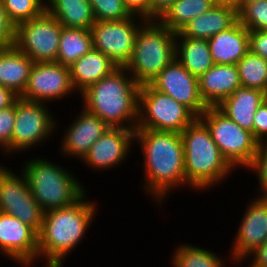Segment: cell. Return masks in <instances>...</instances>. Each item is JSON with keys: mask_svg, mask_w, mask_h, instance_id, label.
I'll list each match as a JSON object with an SVG mask.
<instances>
[{"mask_svg": "<svg viewBox=\"0 0 267 267\" xmlns=\"http://www.w3.org/2000/svg\"><path fill=\"white\" fill-rule=\"evenodd\" d=\"M238 20L236 8L215 4L209 11L189 21L176 32V36L210 39L213 35L228 29Z\"/></svg>", "mask_w": 267, "mask_h": 267, "instance_id": "44dd1931", "label": "cell"}, {"mask_svg": "<svg viewBox=\"0 0 267 267\" xmlns=\"http://www.w3.org/2000/svg\"><path fill=\"white\" fill-rule=\"evenodd\" d=\"M176 249V250H175ZM173 251L170 265L172 267H225V260L213 250L201 248L185 242Z\"/></svg>", "mask_w": 267, "mask_h": 267, "instance_id": "f1b7e54d", "label": "cell"}, {"mask_svg": "<svg viewBox=\"0 0 267 267\" xmlns=\"http://www.w3.org/2000/svg\"><path fill=\"white\" fill-rule=\"evenodd\" d=\"M245 206L229 250V261L238 267L244 265L242 261L248 254L267 240V198L255 196Z\"/></svg>", "mask_w": 267, "mask_h": 267, "instance_id": "5bb4252c", "label": "cell"}, {"mask_svg": "<svg viewBox=\"0 0 267 267\" xmlns=\"http://www.w3.org/2000/svg\"><path fill=\"white\" fill-rule=\"evenodd\" d=\"M77 113L72 123L66 126L62 136L60 151L62 155L82 160L89 148L109 129L105 121L87 112L84 108Z\"/></svg>", "mask_w": 267, "mask_h": 267, "instance_id": "ac0fdd59", "label": "cell"}, {"mask_svg": "<svg viewBox=\"0 0 267 267\" xmlns=\"http://www.w3.org/2000/svg\"><path fill=\"white\" fill-rule=\"evenodd\" d=\"M253 135L260 144L267 142V98L262 102L254 115Z\"/></svg>", "mask_w": 267, "mask_h": 267, "instance_id": "8d00e7d4", "label": "cell"}, {"mask_svg": "<svg viewBox=\"0 0 267 267\" xmlns=\"http://www.w3.org/2000/svg\"><path fill=\"white\" fill-rule=\"evenodd\" d=\"M34 61L14 45L0 49V85L19 97L27 87Z\"/></svg>", "mask_w": 267, "mask_h": 267, "instance_id": "cb8c5ba5", "label": "cell"}, {"mask_svg": "<svg viewBox=\"0 0 267 267\" xmlns=\"http://www.w3.org/2000/svg\"><path fill=\"white\" fill-rule=\"evenodd\" d=\"M15 108L11 145L4 151L3 156L24 151L27 153L32 148L34 150L35 146H42L47 139L49 142L50 137L58 133V118L56 119L49 109V104L47 106L46 103L27 101L19 97L15 101Z\"/></svg>", "mask_w": 267, "mask_h": 267, "instance_id": "ba28073f", "label": "cell"}, {"mask_svg": "<svg viewBox=\"0 0 267 267\" xmlns=\"http://www.w3.org/2000/svg\"><path fill=\"white\" fill-rule=\"evenodd\" d=\"M238 21L249 31H267V0H256L238 12Z\"/></svg>", "mask_w": 267, "mask_h": 267, "instance_id": "1f68e13d", "label": "cell"}, {"mask_svg": "<svg viewBox=\"0 0 267 267\" xmlns=\"http://www.w3.org/2000/svg\"><path fill=\"white\" fill-rule=\"evenodd\" d=\"M139 90L127 69L118 67L80 94L81 105L111 127L136 129Z\"/></svg>", "mask_w": 267, "mask_h": 267, "instance_id": "3957f363", "label": "cell"}, {"mask_svg": "<svg viewBox=\"0 0 267 267\" xmlns=\"http://www.w3.org/2000/svg\"><path fill=\"white\" fill-rule=\"evenodd\" d=\"M0 253L23 267L38 261V233L16 217L0 213Z\"/></svg>", "mask_w": 267, "mask_h": 267, "instance_id": "9a60e30c", "label": "cell"}, {"mask_svg": "<svg viewBox=\"0 0 267 267\" xmlns=\"http://www.w3.org/2000/svg\"><path fill=\"white\" fill-rule=\"evenodd\" d=\"M75 92L69 66L58 62H34L27 87L20 98L50 104Z\"/></svg>", "mask_w": 267, "mask_h": 267, "instance_id": "4fadbf2b", "label": "cell"}, {"mask_svg": "<svg viewBox=\"0 0 267 267\" xmlns=\"http://www.w3.org/2000/svg\"><path fill=\"white\" fill-rule=\"evenodd\" d=\"M146 21L138 15L118 21H95L90 28L93 48L124 67L132 56L137 32Z\"/></svg>", "mask_w": 267, "mask_h": 267, "instance_id": "7c38bea8", "label": "cell"}, {"mask_svg": "<svg viewBox=\"0 0 267 267\" xmlns=\"http://www.w3.org/2000/svg\"><path fill=\"white\" fill-rule=\"evenodd\" d=\"M267 94L258 89L239 87L217 108L241 128L253 133V118Z\"/></svg>", "mask_w": 267, "mask_h": 267, "instance_id": "7402d4cb", "label": "cell"}, {"mask_svg": "<svg viewBox=\"0 0 267 267\" xmlns=\"http://www.w3.org/2000/svg\"><path fill=\"white\" fill-rule=\"evenodd\" d=\"M133 15L150 20V0H122Z\"/></svg>", "mask_w": 267, "mask_h": 267, "instance_id": "ab89813d", "label": "cell"}, {"mask_svg": "<svg viewBox=\"0 0 267 267\" xmlns=\"http://www.w3.org/2000/svg\"><path fill=\"white\" fill-rule=\"evenodd\" d=\"M176 56V32L158 20H147L137 32L132 56L124 66L141 86L152 80Z\"/></svg>", "mask_w": 267, "mask_h": 267, "instance_id": "8992f818", "label": "cell"}, {"mask_svg": "<svg viewBox=\"0 0 267 267\" xmlns=\"http://www.w3.org/2000/svg\"><path fill=\"white\" fill-rule=\"evenodd\" d=\"M242 87L267 94V60L250 51L236 64Z\"/></svg>", "mask_w": 267, "mask_h": 267, "instance_id": "f546056e", "label": "cell"}, {"mask_svg": "<svg viewBox=\"0 0 267 267\" xmlns=\"http://www.w3.org/2000/svg\"><path fill=\"white\" fill-rule=\"evenodd\" d=\"M150 85L185 105L197 117L208 108L200 96L198 78L190 74L176 58L152 80Z\"/></svg>", "mask_w": 267, "mask_h": 267, "instance_id": "2e32d148", "label": "cell"}, {"mask_svg": "<svg viewBox=\"0 0 267 267\" xmlns=\"http://www.w3.org/2000/svg\"><path fill=\"white\" fill-rule=\"evenodd\" d=\"M87 197L85 193L71 206L44 212L38 232V262L65 263L64 259L82 243L98 213L97 201Z\"/></svg>", "mask_w": 267, "mask_h": 267, "instance_id": "7a4b0ae2", "label": "cell"}, {"mask_svg": "<svg viewBox=\"0 0 267 267\" xmlns=\"http://www.w3.org/2000/svg\"><path fill=\"white\" fill-rule=\"evenodd\" d=\"M11 171V168L0 164V212L16 217L40 231L44 211L34 199L29 189L25 174Z\"/></svg>", "mask_w": 267, "mask_h": 267, "instance_id": "8fae6325", "label": "cell"}, {"mask_svg": "<svg viewBox=\"0 0 267 267\" xmlns=\"http://www.w3.org/2000/svg\"><path fill=\"white\" fill-rule=\"evenodd\" d=\"M253 1H256V0H240V9H241L244 5H246V4L250 3V2H253Z\"/></svg>", "mask_w": 267, "mask_h": 267, "instance_id": "f6af8a7d", "label": "cell"}, {"mask_svg": "<svg viewBox=\"0 0 267 267\" xmlns=\"http://www.w3.org/2000/svg\"><path fill=\"white\" fill-rule=\"evenodd\" d=\"M15 25L8 19L0 0V49L8 48L14 45Z\"/></svg>", "mask_w": 267, "mask_h": 267, "instance_id": "d590c367", "label": "cell"}, {"mask_svg": "<svg viewBox=\"0 0 267 267\" xmlns=\"http://www.w3.org/2000/svg\"><path fill=\"white\" fill-rule=\"evenodd\" d=\"M45 11L66 28L90 29L95 23L89 0H46Z\"/></svg>", "mask_w": 267, "mask_h": 267, "instance_id": "d4e9b609", "label": "cell"}, {"mask_svg": "<svg viewBox=\"0 0 267 267\" xmlns=\"http://www.w3.org/2000/svg\"><path fill=\"white\" fill-rule=\"evenodd\" d=\"M15 116V103L0 110V149L2 153L11 145Z\"/></svg>", "mask_w": 267, "mask_h": 267, "instance_id": "e575fe53", "label": "cell"}, {"mask_svg": "<svg viewBox=\"0 0 267 267\" xmlns=\"http://www.w3.org/2000/svg\"><path fill=\"white\" fill-rule=\"evenodd\" d=\"M176 0H150V20H159Z\"/></svg>", "mask_w": 267, "mask_h": 267, "instance_id": "60d3db41", "label": "cell"}, {"mask_svg": "<svg viewBox=\"0 0 267 267\" xmlns=\"http://www.w3.org/2000/svg\"><path fill=\"white\" fill-rule=\"evenodd\" d=\"M256 174L259 193L256 197L267 198V142H263L258 147L256 157L251 165L246 169Z\"/></svg>", "mask_w": 267, "mask_h": 267, "instance_id": "836d02e7", "label": "cell"}, {"mask_svg": "<svg viewBox=\"0 0 267 267\" xmlns=\"http://www.w3.org/2000/svg\"><path fill=\"white\" fill-rule=\"evenodd\" d=\"M196 118L185 105L150 84L140 86L136 128L181 133Z\"/></svg>", "mask_w": 267, "mask_h": 267, "instance_id": "9c48e42d", "label": "cell"}, {"mask_svg": "<svg viewBox=\"0 0 267 267\" xmlns=\"http://www.w3.org/2000/svg\"><path fill=\"white\" fill-rule=\"evenodd\" d=\"M69 67L73 88L76 94L80 95L89 86L108 76L119 66L108 56L92 48Z\"/></svg>", "mask_w": 267, "mask_h": 267, "instance_id": "603a6c76", "label": "cell"}, {"mask_svg": "<svg viewBox=\"0 0 267 267\" xmlns=\"http://www.w3.org/2000/svg\"><path fill=\"white\" fill-rule=\"evenodd\" d=\"M199 118L210 131L221 154L236 170L247 169L256 157L260 143L252 132L241 128L217 107H208Z\"/></svg>", "mask_w": 267, "mask_h": 267, "instance_id": "52a82bcc", "label": "cell"}, {"mask_svg": "<svg viewBox=\"0 0 267 267\" xmlns=\"http://www.w3.org/2000/svg\"><path fill=\"white\" fill-rule=\"evenodd\" d=\"M18 98L12 90L0 85V110L13 105Z\"/></svg>", "mask_w": 267, "mask_h": 267, "instance_id": "b9f144b4", "label": "cell"}, {"mask_svg": "<svg viewBox=\"0 0 267 267\" xmlns=\"http://www.w3.org/2000/svg\"><path fill=\"white\" fill-rule=\"evenodd\" d=\"M62 25L46 11L15 26L14 46L34 62H56Z\"/></svg>", "mask_w": 267, "mask_h": 267, "instance_id": "30bf717a", "label": "cell"}, {"mask_svg": "<svg viewBox=\"0 0 267 267\" xmlns=\"http://www.w3.org/2000/svg\"><path fill=\"white\" fill-rule=\"evenodd\" d=\"M199 93L207 107H217L241 87L236 65L214 64L198 78Z\"/></svg>", "mask_w": 267, "mask_h": 267, "instance_id": "d6986e66", "label": "cell"}, {"mask_svg": "<svg viewBox=\"0 0 267 267\" xmlns=\"http://www.w3.org/2000/svg\"><path fill=\"white\" fill-rule=\"evenodd\" d=\"M8 19L17 24L40 16L45 11L44 0H2Z\"/></svg>", "mask_w": 267, "mask_h": 267, "instance_id": "4dcf8cb0", "label": "cell"}, {"mask_svg": "<svg viewBox=\"0 0 267 267\" xmlns=\"http://www.w3.org/2000/svg\"><path fill=\"white\" fill-rule=\"evenodd\" d=\"M214 64L236 65L249 52V30L238 20L208 39Z\"/></svg>", "mask_w": 267, "mask_h": 267, "instance_id": "ffe728a7", "label": "cell"}, {"mask_svg": "<svg viewBox=\"0 0 267 267\" xmlns=\"http://www.w3.org/2000/svg\"><path fill=\"white\" fill-rule=\"evenodd\" d=\"M135 142V129L109 128L88 150L80 161L90 170L108 171L125 163Z\"/></svg>", "mask_w": 267, "mask_h": 267, "instance_id": "e0dca14e", "label": "cell"}, {"mask_svg": "<svg viewBox=\"0 0 267 267\" xmlns=\"http://www.w3.org/2000/svg\"><path fill=\"white\" fill-rule=\"evenodd\" d=\"M249 51L267 60V31H249Z\"/></svg>", "mask_w": 267, "mask_h": 267, "instance_id": "74e56055", "label": "cell"}, {"mask_svg": "<svg viewBox=\"0 0 267 267\" xmlns=\"http://www.w3.org/2000/svg\"><path fill=\"white\" fill-rule=\"evenodd\" d=\"M186 182L195 191H209L225 182L234 168L223 157L205 123L197 117L181 133ZM220 183V184H219Z\"/></svg>", "mask_w": 267, "mask_h": 267, "instance_id": "277c9868", "label": "cell"}, {"mask_svg": "<svg viewBox=\"0 0 267 267\" xmlns=\"http://www.w3.org/2000/svg\"><path fill=\"white\" fill-rule=\"evenodd\" d=\"M21 171L26 176L34 199L44 212L71 206L88 192L74 173L44 157L27 159Z\"/></svg>", "mask_w": 267, "mask_h": 267, "instance_id": "5b68a950", "label": "cell"}, {"mask_svg": "<svg viewBox=\"0 0 267 267\" xmlns=\"http://www.w3.org/2000/svg\"><path fill=\"white\" fill-rule=\"evenodd\" d=\"M215 2L216 4L233 6L237 12L240 10V0H215Z\"/></svg>", "mask_w": 267, "mask_h": 267, "instance_id": "7bdbcfd3", "label": "cell"}, {"mask_svg": "<svg viewBox=\"0 0 267 267\" xmlns=\"http://www.w3.org/2000/svg\"><path fill=\"white\" fill-rule=\"evenodd\" d=\"M45 265H43L44 267H63L64 263L62 262H45Z\"/></svg>", "mask_w": 267, "mask_h": 267, "instance_id": "ee69618b", "label": "cell"}, {"mask_svg": "<svg viewBox=\"0 0 267 267\" xmlns=\"http://www.w3.org/2000/svg\"><path fill=\"white\" fill-rule=\"evenodd\" d=\"M175 58L197 78L214 65L207 39L176 36Z\"/></svg>", "mask_w": 267, "mask_h": 267, "instance_id": "484cf974", "label": "cell"}, {"mask_svg": "<svg viewBox=\"0 0 267 267\" xmlns=\"http://www.w3.org/2000/svg\"><path fill=\"white\" fill-rule=\"evenodd\" d=\"M95 21H118L133 16L122 0H89Z\"/></svg>", "mask_w": 267, "mask_h": 267, "instance_id": "d6a6232c", "label": "cell"}, {"mask_svg": "<svg viewBox=\"0 0 267 267\" xmlns=\"http://www.w3.org/2000/svg\"><path fill=\"white\" fill-rule=\"evenodd\" d=\"M215 4V0H176L158 21L179 32L189 21L209 11Z\"/></svg>", "mask_w": 267, "mask_h": 267, "instance_id": "83f0119b", "label": "cell"}, {"mask_svg": "<svg viewBox=\"0 0 267 267\" xmlns=\"http://www.w3.org/2000/svg\"><path fill=\"white\" fill-rule=\"evenodd\" d=\"M92 48L93 41L90 29L62 26L56 62L70 66Z\"/></svg>", "mask_w": 267, "mask_h": 267, "instance_id": "4316f807", "label": "cell"}, {"mask_svg": "<svg viewBox=\"0 0 267 267\" xmlns=\"http://www.w3.org/2000/svg\"><path fill=\"white\" fill-rule=\"evenodd\" d=\"M135 144L142 150L143 156L142 188L154 199L152 202L161 208L174 189L186 186L193 189L186 182L184 146L180 133L136 128Z\"/></svg>", "mask_w": 267, "mask_h": 267, "instance_id": "6da1fadb", "label": "cell"}, {"mask_svg": "<svg viewBox=\"0 0 267 267\" xmlns=\"http://www.w3.org/2000/svg\"><path fill=\"white\" fill-rule=\"evenodd\" d=\"M247 260V261H246ZM248 266L246 267H267V240L258 248L254 249L250 254H248L243 262Z\"/></svg>", "mask_w": 267, "mask_h": 267, "instance_id": "f35d334b", "label": "cell"}]
</instances>
